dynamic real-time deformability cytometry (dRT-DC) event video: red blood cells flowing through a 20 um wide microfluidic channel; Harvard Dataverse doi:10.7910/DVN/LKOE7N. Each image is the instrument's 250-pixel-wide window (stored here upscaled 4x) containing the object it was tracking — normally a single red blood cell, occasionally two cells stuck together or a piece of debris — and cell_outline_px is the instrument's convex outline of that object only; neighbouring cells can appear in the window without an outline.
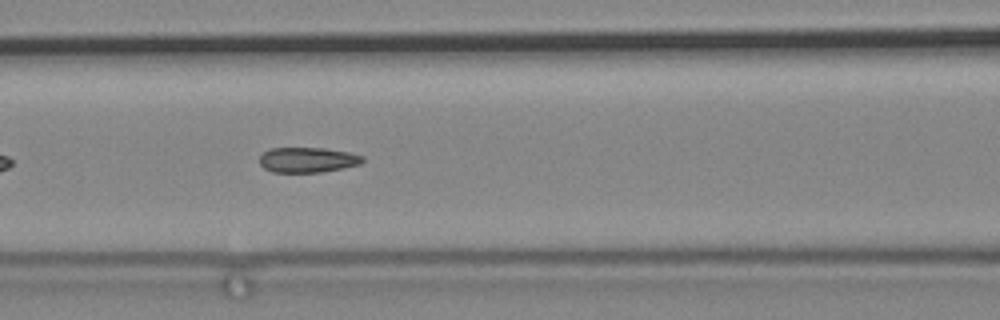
{"species": "common noctule bat (a hibernating species)", "species_latin": "Nyctalus noctula", "temperature_condition": "cold", "stored_images_in_passage": 42, "segment_of_instrument_passage": [1, 2], "camera_frame_rate_fps": 3000, "um_per_image_px": 0.085, "animal": {"sex": "male", "body_mass_g": 19.2, "forearm_length_mm": 51.8}, "frame": {"image": 1, "passage_image": 11, "time_ms": 3.333, "image_size_px": [1000, 320], "cell_outline_px": [[364, 160], [360, 164], [320, 172], [272, 172], [264, 168], [260, 164], [260, 156], [268, 148], [324, 148], [352, 152], [364, 156]], "centroid_in_image_um": [26.15, 13.57], "position_along_channel_um": 140.4, "area_um2": 15.14}}
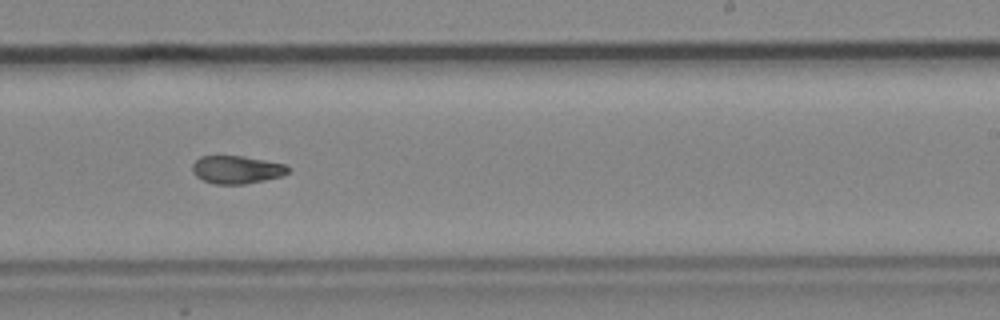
{"frame": {"image": 2, "passage_image": 24, "time_ms": 7.667, "image_size_px": [1000, 320], "cell_outline_px": [[292, 168], [284, 176], [244, 184], [216, 184], [204, 180], [196, 176], [192, 172], [192, 164], [200, 156], [244, 156], [284, 164]], "centroid_in_image_um": [20.14, 14.42], "position_along_channel_um": 268.9, "area_um2": 15.61}}
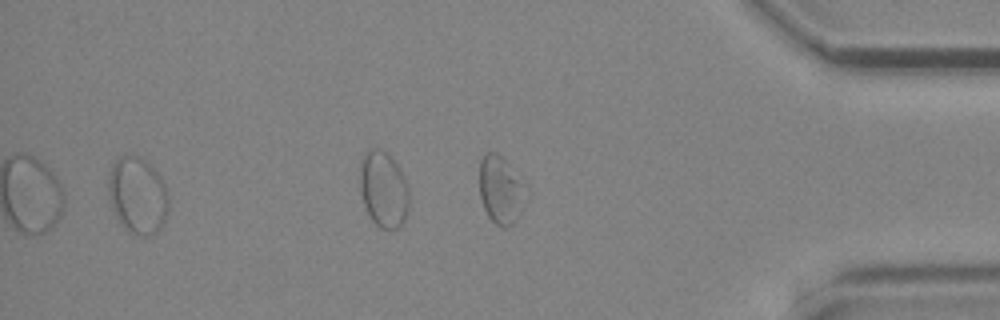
{"frame": {"image": 3, "passage_image": 39, "time_ms": 12.667, "image_size_px": [1000, 320], "cell_outline_px": [[168, 212], [164, 224], [152, 236], [144, 236], [132, 232], [124, 228], [120, 224], [112, 208], [108, 196], [108, 176], [112, 164], [120, 156], [136, 156], [144, 160], [160, 176], [168, 192]], "centroid_in_image_um": [11.69, 16.64], "position_along_channel_um": 423.5, "area_um2": 26.93}}